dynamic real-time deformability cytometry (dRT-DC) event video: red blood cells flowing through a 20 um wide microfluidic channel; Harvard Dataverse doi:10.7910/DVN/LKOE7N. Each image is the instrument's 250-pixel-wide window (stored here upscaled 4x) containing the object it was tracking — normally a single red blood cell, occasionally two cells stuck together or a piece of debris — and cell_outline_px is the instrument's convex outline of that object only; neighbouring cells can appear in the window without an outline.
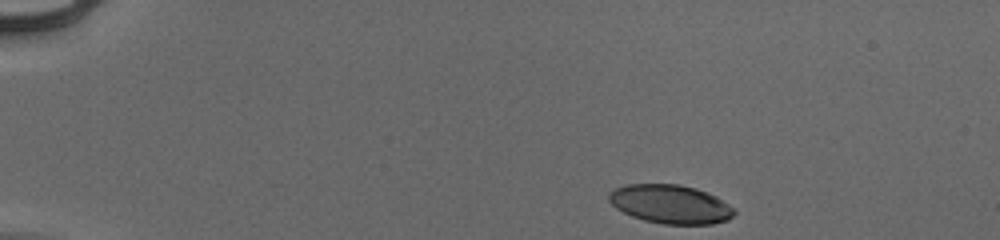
{"species": "human", "species_latin": "Homo sapiens", "temperature_condition": "cold", "stored_images_in_passage": 45, "camera_frame_rate_fps": 3000, "um_per_image_px": 0.085, "donor": {"sex": "male"}, "frame": {"image": 1, "passage_image": 1, "time_ms": 0.0, "image_size_px": [1000, 240], "cell_outline_px": [[736, 212], [728, 220], [712, 224], [664, 224], [644, 220], [632, 216], [616, 208], [608, 200], [608, 192], [624, 184], [676, 184], [696, 188], [716, 196], [736, 208]], "centroid_in_image_um": [57.0, 17.35], "position_along_channel_um": 28.0, "area_um2": 28.44}}
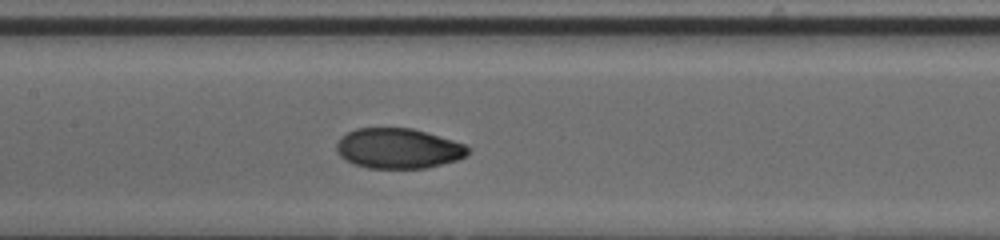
{"frame": {"image": 2, "passage_image": 20, "time_ms": 6.333, "image_size_px": [1000, 240], "cell_outline_px": [[472, 148], [468, 156], [456, 160], [428, 168], [368, 168], [352, 164], [344, 160], [340, 156], [336, 148], [336, 144], [340, 136], [356, 128], [412, 128], [452, 140], [464, 144]], "centroid_in_image_um": [33.85, 12.62], "position_along_channel_um": 173.6, "area_um2": 31.04}}
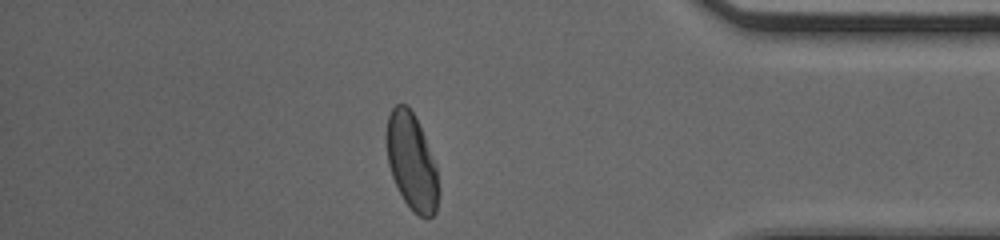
{"frame": {"image": 3, "passage_image": 39, "time_ms": 12.667, "image_size_px": [1000, 240], "cell_outline_px": [[440, 192], [436, 212], [428, 220], [412, 212], [404, 200], [392, 176], [388, 164], [384, 136], [388, 116], [392, 108], [396, 104], [404, 104], [416, 116], [424, 136], [436, 168], [440, 188]], "centroid_in_image_um": [34.98, 13.78], "position_along_channel_um": 400.2, "area_um2": 29.65}, "authors_computed_cell_mechanics": {"area_um2": 30.345, "velocity_mm_per_s": 3.9463, "shape_relaxation_time_tau1_ms": 3.8135, "shape_relaxation_time_tau2_ms": 0.9048, "deformation_change_tau1": 0.1578, "deformation_change_tau2": 0.0399}}